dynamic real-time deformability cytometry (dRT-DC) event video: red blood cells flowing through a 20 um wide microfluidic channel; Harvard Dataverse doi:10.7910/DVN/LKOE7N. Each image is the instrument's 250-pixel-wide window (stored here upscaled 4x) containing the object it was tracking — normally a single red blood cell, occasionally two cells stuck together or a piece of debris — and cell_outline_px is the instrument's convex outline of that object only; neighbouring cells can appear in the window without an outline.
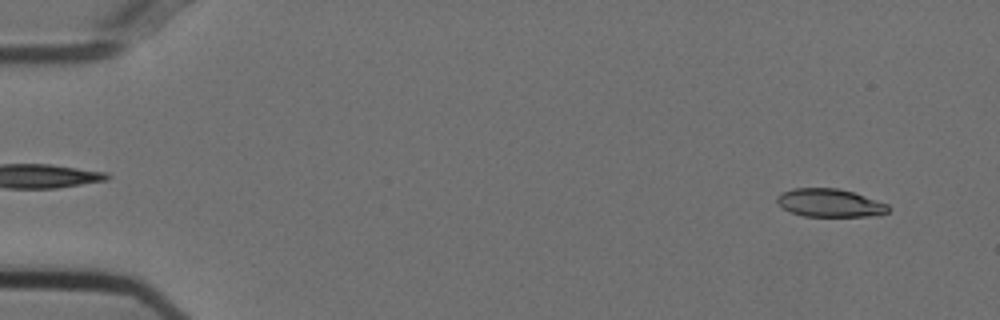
{"species": "Egyptian fruit bat (a non-hibernating species)", "species_latin": "Rousettus aegyptiacus", "temperature_condition": "cold", "stored_images_in_passage": 53, "camera_frame_rate_fps": 3000, "um_per_image_px": 0.085, "animal": {"sex": "female"}, "frame": {"image": 1, "passage_image": 3, "time_ms": 0.667, "image_size_px": [1000, 320], "cell_outline_px": [[892, 208], [888, 212], [868, 216], [804, 216], [792, 212], [784, 208], [776, 200], [776, 196], [780, 192], [792, 188], [836, 188], [852, 192], [888, 204]], "centroid_in_image_um": [70.52, 17.24], "position_along_channel_um": 14.5, "area_um2": 18.09}}
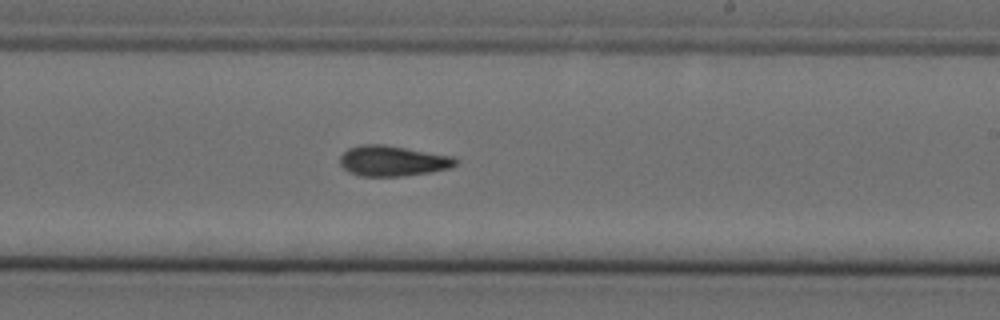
{"frame": {"image": 2, "passage_image": 32, "time_ms": 10.333, "image_size_px": [1000, 320], "cell_outline_px": [[460, 160], [452, 168], [404, 176], [360, 176], [348, 172], [340, 164], [340, 156], [348, 148], [360, 144], [384, 144], [456, 156]], "centroid_in_image_um": [33.42, 13.66], "position_along_channel_um": 255.6, "area_um2": 20.87}}
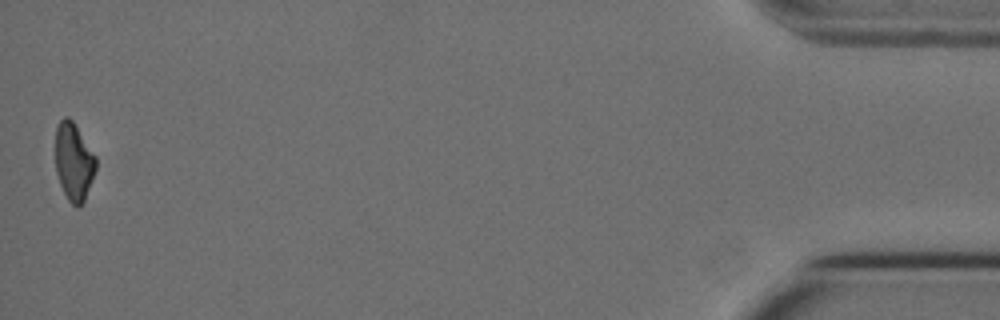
{"frame": {"image": 3, "passage_image": 53, "time_ms": 17.333, "image_size_px": [1000, 320], "cell_outline_px": [[96, 168], [92, 180], [84, 200], [80, 208], [76, 208], [68, 200], [60, 184], [56, 172], [56, 128], [60, 120], [64, 116], [68, 116], [72, 120], [96, 156]], "centroid_in_image_um": [6.27, 13.76], "position_along_channel_um": 428.9, "area_um2": 18.26}, "authors_computed_cell_mechanics": {"area_um2": 19.5942, "velocity_mm_per_s": 3.7307, "shape_relaxation_time_tau1_ms": 8.898, "shape_relaxation_time_tau2_ms": 4.3, "deformation_change_tau1": 0.2166, "deformation_change_tau2": 0.1229}}